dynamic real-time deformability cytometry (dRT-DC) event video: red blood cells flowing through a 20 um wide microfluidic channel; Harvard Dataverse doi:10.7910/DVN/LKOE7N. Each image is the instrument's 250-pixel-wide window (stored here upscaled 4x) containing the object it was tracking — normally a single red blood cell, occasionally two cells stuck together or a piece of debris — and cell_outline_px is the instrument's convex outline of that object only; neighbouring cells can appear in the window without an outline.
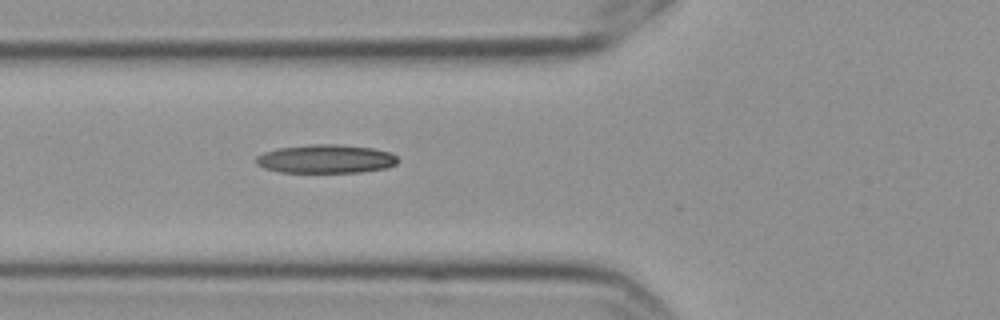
{"species": "Egyptian fruit bat (a non-hibernating species)", "species_latin": "Rousettus aegyptiacus", "temperature_condition": "cold", "stored_images_in_passage": 6, "camera_frame_rate_fps": 3000, "um_per_image_px": 0.085, "frame": {"image": 1, "passage_image": 6, "time_ms": 1.667, "image_size_px": [1000, 320], "cell_outline_px": [[400, 160], [396, 164], [384, 168], [360, 172], [280, 172], [264, 168], [256, 164], [256, 156], [264, 152], [276, 148], [308, 144], [336, 144], [372, 148], [388, 152], [396, 156]], "centroid_in_image_um": [27.66, 13.5], "position_along_channel_um": 98.1, "area_um2": 23.64}}